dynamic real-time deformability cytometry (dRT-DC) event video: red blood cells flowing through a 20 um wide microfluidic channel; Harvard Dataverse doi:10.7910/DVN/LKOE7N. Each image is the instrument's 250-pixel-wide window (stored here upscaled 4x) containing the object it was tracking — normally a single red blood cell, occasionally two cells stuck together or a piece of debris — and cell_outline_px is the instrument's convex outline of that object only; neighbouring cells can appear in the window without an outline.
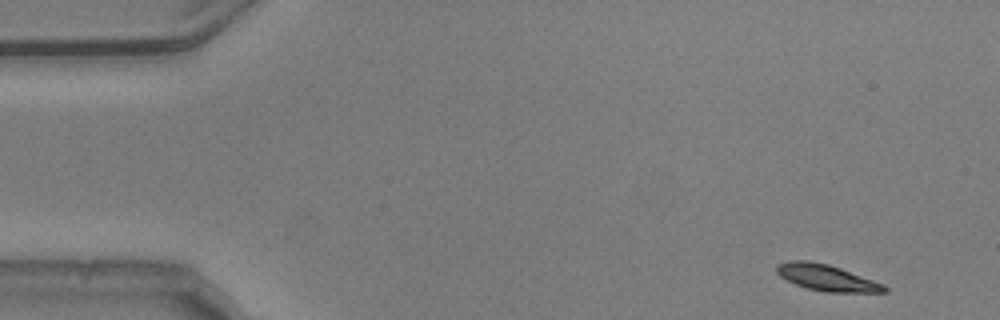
{"species": "common noctule bat (a hibernating species)", "species_latin": "Nyctalus noctula", "temperature_condition": "warm", "stored_images_in_passage": 13, "camera_frame_rate_fps": 3000, "um_per_image_px": 0.085, "animal": {"sex": "male", "body_mass_g": 20.5, "forearm_length_mm": 52.5}, "frame": {"image": 1, "passage_image": 1, "time_ms": 0.0, "image_size_px": [1000, 320], "cell_outline_px": [[888, 292], [824, 292], [808, 288], [796, 284], [780, 276], [776, 272], [776, 264], [788, 260], [808, 260], [828, 264], [840, 268], [884, 284], [888, 288]], "centroid_in_image_um": [70.25, 23.59], "position_along_channel_um": 14.7, "area_um2": 16.42}}